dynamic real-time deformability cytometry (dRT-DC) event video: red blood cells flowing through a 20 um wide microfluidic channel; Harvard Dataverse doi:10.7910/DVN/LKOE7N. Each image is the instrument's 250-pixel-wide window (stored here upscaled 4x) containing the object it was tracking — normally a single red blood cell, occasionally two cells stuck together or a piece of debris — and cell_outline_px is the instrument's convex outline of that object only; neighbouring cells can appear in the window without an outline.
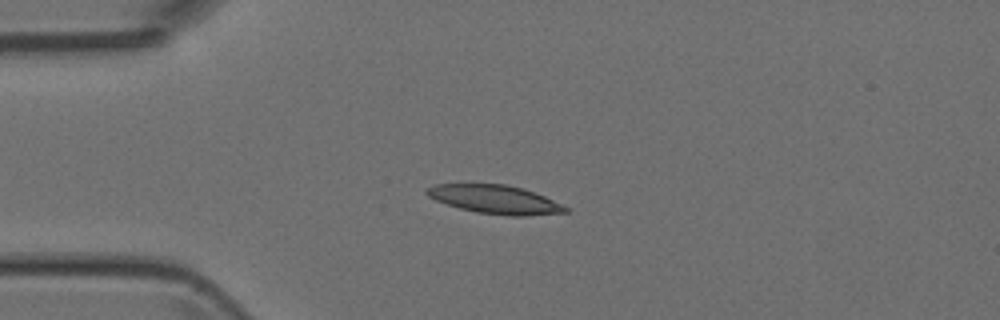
{"species": "Egyptian fruit bat (a non-hibernating species)", "species_latin": "Rousettus aegyptiacus", "temperature_condition": "room temperature", "stored_images_in_passage": 39, "camera_frame_rate_fps": 3000, "um_per_image_px": 0.085, "animal": {"sex": "female"}, "frame": {"image": 1, "passage_image": 1, "time_ms": 0.0, "image_size_px": [1000, 320], "cell_outline_px": [[568, 212], [528, 216], [508, 216], [476, 212], [460, 208], [436, 200], [428, 196], [424, 192], [424, 188], [436, 184], [504, 184], [520, 188], [544, 196], [564, 204], [568, 208]], "centroid_in_image_um": [42.08, 16.96], "position_along_channel_um": 42.9, "area_um2": 23.06}}
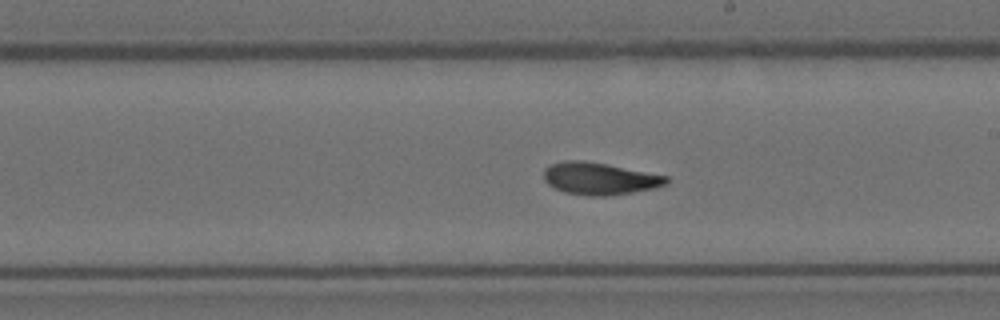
{"frame": {"image": 2, "passage_image": 17, "time_ms": 5.333, "image_size_px": [1000, 320], "cell_outline_px": [[668, 184], [652, 188], [632, 192], [608, 196], [588, 196], [564, 192], [548, 184], [544, 180], [544, 168], [548, 164], [564, 160], [584, 160], [668, 176]], "centroid_in_image_um": [50.92, 15.17], "position_along_channel_um": 238.1, "area_um2": 22.95}}
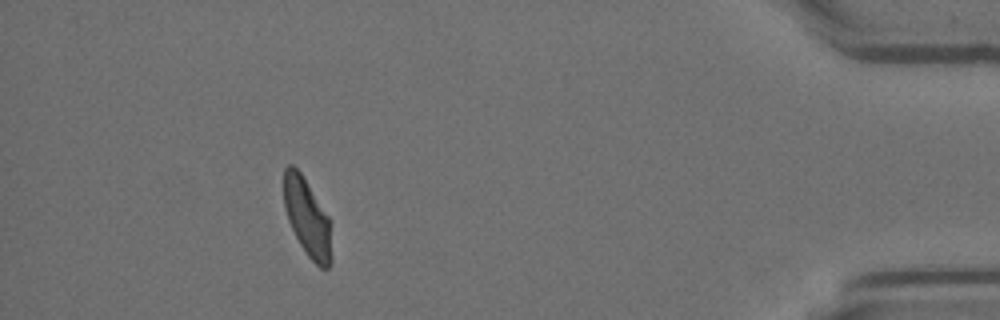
{"frame": {"image": 3, "passage_image": 34, "time_ms": 11.0, "image_size_px": [1000, 320], "cell_outline_px": [[332, 264], [328, 268], [320, 268], [308, 256], [300, 244], [288, 220], [284, 208], [284, 168], [288, 164], [292, 164], [300, 172], [328, 216], [332, 260]], "centroid_in_image_um": [26.1, 18.51], "position_along_channel_um": 409.1, "area_um2": 21.27}}